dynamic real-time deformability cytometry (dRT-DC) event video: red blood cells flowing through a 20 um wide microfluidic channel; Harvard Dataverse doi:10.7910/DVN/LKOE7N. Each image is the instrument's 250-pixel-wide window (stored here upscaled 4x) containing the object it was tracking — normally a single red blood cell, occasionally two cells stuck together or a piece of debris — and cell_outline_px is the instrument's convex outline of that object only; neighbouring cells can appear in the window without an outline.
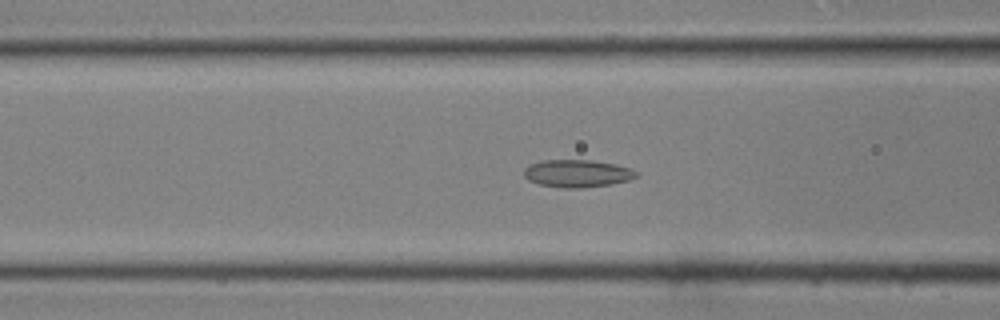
{"species": "common noctule bat (a hibernating species)", "species_latin": "Nyctalus noctula", "temperature_condition": "room temperature", "stored_images_in_passage": 41, "camera_frame_rate_fps": 3000, "um_per_image_px": 0.085, "animal": {"sex": "male", "body_mass_g": 19.0, "forearm_length_mm": 50.8}, "frame": {"image": 1, "passage_image": 17, "time_ms": 5.333, "image_size_px": [1000, 320], "cell_outline_px": [[640, 176], [632, 180], [612, 184], [584, 188], [564, 188], [540, 184], [528, 180], [524, 176], [524, 168], [528, 164], [544, 160], [592, 160], [616, 164], [632, 168], [640, 172]], "centroid_in_image_um": [49.14, 14.74], "position_along_channel_um": 117.5, "area_um2": 18.44}}
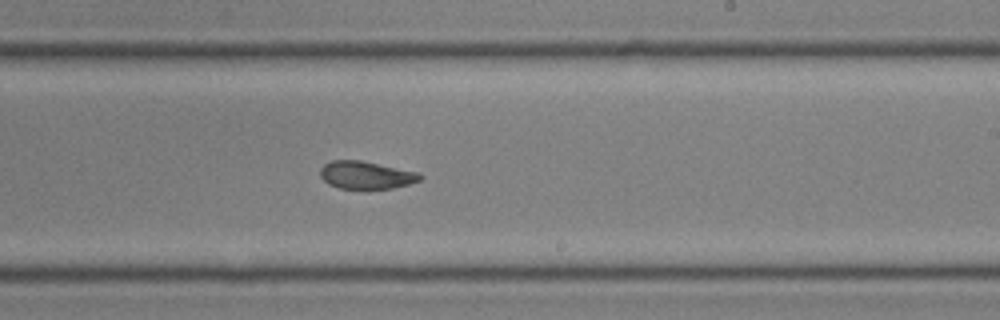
{"frame": {"image": 2, "passage_image": 26, "time_ms": 8.333, "image_size_px": [1000, 320], "cell_outline_px": [[424, 176], [420, 180], [408, 184], [392, 188], [340, 188], [328, 184], [320, 176], [320, 168], [324, 164], [332, 160], [360, 160], [420, 172]], "centroid_in_image_um": [31.13, 14.87], "position_along_channel_um": 257.9, "area_um2": 16.07}}
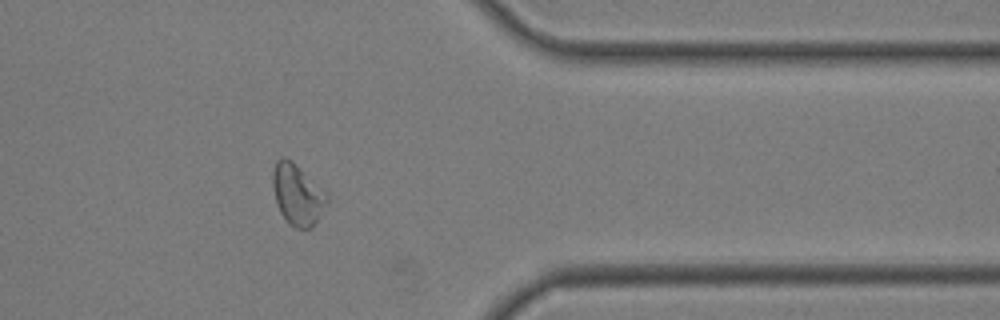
{"frame": {"image": 3, "passage_image": 35, "time_ms": 11.333, "image_size_px": [1000, 320], "cell_outline_px": [[328, 204], [312, 228], [296, 228], [288, 224], [280, 212], [276, 204], [272, 184], [272, 176], [276, 160], [284, 156], [292, 160], [328, 192]], "centroid_in_image_um": [25.3, 16.53], "position_along_channel_um": 386.1, "area_um2": 19.71}}